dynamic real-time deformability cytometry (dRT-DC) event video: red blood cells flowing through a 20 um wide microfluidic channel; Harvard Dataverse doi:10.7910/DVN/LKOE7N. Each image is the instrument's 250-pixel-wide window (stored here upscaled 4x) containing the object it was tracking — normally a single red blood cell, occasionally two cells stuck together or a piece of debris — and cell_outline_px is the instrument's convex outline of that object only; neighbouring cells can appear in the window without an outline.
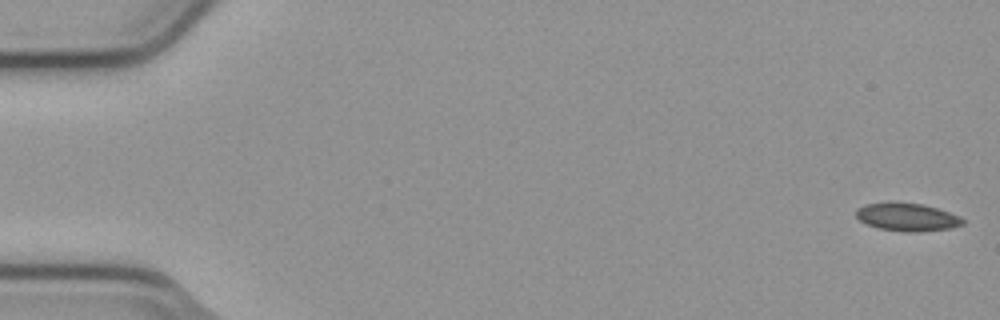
{"species": "common noctule bat (a hibernating species)", "species_latin": "Nyctalus noctula", "temperature_condition": "cold", "stored_images_in_passage": 4, "camera_frame_rate_fps": 3000, "um_per_image_px": 0.085, "animal": {"sex": "male", "body_mass_g": 23.1, "forearm_length_mm": 52.7}, "frame": {"image": 1, "passage_image": 1, "time_ms": 0.0, "image_size_px": [1000, 320], "cell_outline_px": [[964, 224], [952, 228], [916, 232], [904, 232], [880, 228], [868, 224], [860, 220], [856, 216], [856, 208], [868, 204], [920, 204], [936, 208], [960, 216], [964, 220]], "centroid_in_image_um": [77.15, 18.48], "position_along_channel_um": 7.8, "area_um2": 16.76}}